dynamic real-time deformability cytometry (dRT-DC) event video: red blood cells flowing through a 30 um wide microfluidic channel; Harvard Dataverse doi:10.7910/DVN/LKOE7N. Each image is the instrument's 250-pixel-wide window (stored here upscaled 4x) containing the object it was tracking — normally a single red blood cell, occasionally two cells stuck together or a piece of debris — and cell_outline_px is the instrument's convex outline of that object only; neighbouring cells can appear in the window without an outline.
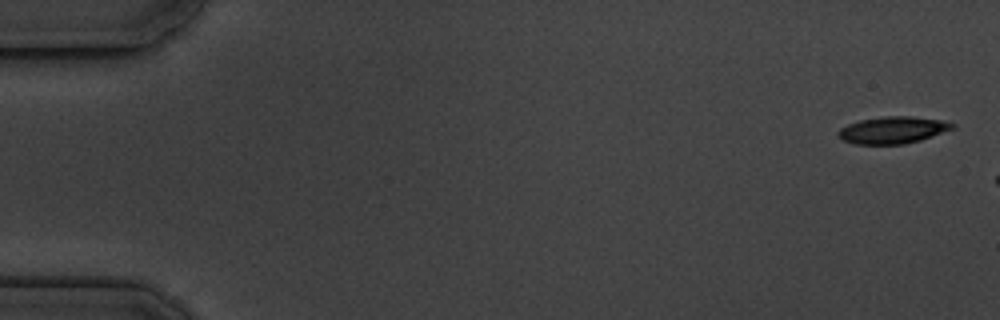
{"species": "common noctule bat (a hibernating species)", "species_latin": "Nyctalus noctula", "temperature_condition": "cold", "stored_images_in_passage": 3, "camera_frame_rate_fps": 3000, "um_per_image_px": 0.085, "animal": {"sex": "male", "body_mass_g": 19.5, "forearm_length_mm": 54.6}, "frame": {"image": 1, "passage_image": 1, "time_ms": 0.0, "image_size_px": [1000, 320], "cell_outline_px": [[956, 128], [920, 140], [904, 144], [856, 144], [844, 140], [836, 132], [840, 128], [848, 124], [860, 120], [884, 116], [908, 116], [940, 120], [956, 124]], "centroid_in_image_um": [75.9, 11.05], "position_along_channel_um": 9.1, "area_um2": 17.8}}